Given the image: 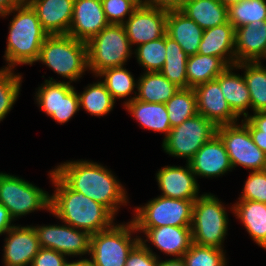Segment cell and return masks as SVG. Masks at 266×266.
<instances>
[{"instance_id":"obj_1","label":"cell","mask_w":266,"mask_h":266,"mask_svg":"<svg viewBox=\"0 0 266 266\" xmlns=\"http://www.w3.org/2000/svg\"><path fill=\"white\" fill-rule=\"evenodd\" d=\"M53 170L70 189L101 203L115 217L119 208L129 203L126 188L112 170L101 163L86 159L67 160Z\"/></svg>"},{"instance_id":"obj_2","label":"cell","mask_w":266,"mask_h":266,"mask_svg":"<svg viewBox=\"0 0 266 266\" xmlns=\"http://www.w3.org/2000/svg\"><path fill=\"white\" fill-rule=\"evenodd\" d=\"M54 187L51 194L50 213L61 223L88 232L90 235L109 229L115 216L101 203L93 201L81 192L70 189L55 173L48 172Z\"/></svg>"},{"instance_id":"obj_3","label":"cell","mask_w":266,"mask_h":266,"mask_svg":"<svg viewBox=\"0 0 266 266\" xmlns=\"http://www.w3.org/2000/svg\"><path fill=\"white\" fill-rule=\"evenodd\" d=\"M9 15H13V18L9 23L3 55L6 66L1 68L16 70L18 65L32 66L39 58L41 46L48 33L42 28L36 12L26 1L0 17L4 19Z\"/></svg>"},{"instance_id":"obj_4","label":"cell","mask_w":266,"mask_h":266,"mask_svg":"<svg viewBox=\"0 0 266 266\" xmlns=\"http://www.w3.org/2000/svg\"><path fill=\"white\" fill-rule=\"evenodd\" d=\"M37 62L46 65L67 83L79 81L88 69L87 45L68 34L48 35Z\"/></svg>"},{"instance_id":"obj_5","label":"cell","mask_w":266,"mask_h":266,"mask_svg":"<svg viewBox=\"0 0 266 266\" xmlns=\"http://www.w3.org/2000/svg\"><path fill=\"white\" fill-rule=\"evenodd\" d=\"M216 196L204 192L194 201L192 242L201 246L224 249L223 243L227 238L230 219L227 205Z\"/></svg>"},{"instance_id":"obj_6","label":"cell","mask_w":266,"mask_h":266,"mask_svg":"<svg viewBox=\"0 0 266 266\" xmlns=\"http://www.w3.org/2000/svg\"><path fill=\"white\" fill-rule=\"evenodd\" d=\"M137 234L130 220L127 223L115 222L109 229L91 235L88 258L91 266H125L129 253L140 242Z\"/></svg>"},{"instance_id":"obj_7","label":"cell","mask_w":266,"mask_h":266,"mask_svg":"<svg viewBox=\"0 0 266 266\" xmlns=\"http://www.w3.org/2000/svg\"><path fill=\"white\" fill-rule=\"evenodd\" d=\"M86 45L88 69L95 78L106 69L127 65L134 54L123 25L109 24Z\"/></svg>"},{"instance_id":"obj_8","label":"cell","mask_w":266,"mask_h":266,"mask_svg":"<svg viewBox=\"0 0 266 266\" xmlns=\"http://www.w3.org/2000/svg\"><path fill=\"white\" fill-rule=\"evenodd\" d=\"M0 203L16 221L35 211L50 213L51 194L24 178L1 171Z\"/></svg>"},{"instance_id":"obj_9","label":"cell","mask_w":266,"mask_h":266,"mask_svg":"<svg viewBox=\"0 0 266 266\" xmlns=\"http://www.w3.org/2000/svg\"><path fill=\"white\" fill-rule=\"evenodd\" d=\"M195 200H182L161 195L134 207L132 221L136 228L161 226L191 227Z\"/></svg>"},{"instance_id":"obj_10","label":"cell","mask_w":266,"mask_h":266,"mask_svg":"<svg viewBox=\"0 0 266 266\" xmlns=\"http://www.w3.org/2000/svg\"><path fill=\"white\" fill-rule=\"evenodd\" d=\"M216 126L201 114L172 128L163 139V151L171 157L185 158L188 163L197 151L216 134Z\"/></svg>"},{"instance_id":"obj_11","label":"cell","mask_w":266,"mask_h":266,"mask_svg":"<svg viewBox=\"0 0 266 266\" xmlns=\"http://www.w3.org/2000/svg\"><path fill=\"white\" fill-rule=\"evenodd\" d=\"M216 134L225 145L233 170L238 166L251 171L266 170V154L253 142L242 121L218 126Z\"/></svg>"},{"instance_id":"obj_12","label":"cell","mask_w":266,"mask_h":266,"mask_svg":"<svg viewBox=\"0 0 266 266\" xmlns=\"http://www.w3.org/2000/svg\"><path fill=\"white\" fill-rule=\"evenodd\" d=\"M35 91L34 101L38 108L58 124H65L80 111L75 87L49 77Z\"/></svg>"},{"instance_id":"obj_13","label":"cell","mask_w":266,"mask_h":266,"mask_svg":"<svg viewBox=\"0 0 266 266\" xmlns=\"http://www.w3.org/2000/svg\"><path fill=\"white\" fill-rule=\"evenodd\" d=\"M41 248L53 249L68 257L84 259L90 254L91 235L69 224L34 226Z\"/></svg>"},{"instance_id":"obj_14","label":"cell","mask_w":266,"mask_h":266,"mask_svg":"<svg viewBox=\"0 0 266 266\" xmlns=\"http://www.w3.org/2000/svg\"><path fill=\"white\" fill-rule=\"evenodd\" d=\"M166 20L167 10L141 6L122 25L132 47H137L163 37Z\"/></svg>"},{"instance_id":"obj_15","label":"cell","mask_w":266,"mask_h":266,"mask_svg":"<svg viewBox=\"0 0 266 266\" xmlns=\"http://www.w3.org/2000/svg\"><path fill=\"white\" fill-rule=\"evenodd\" d=\"M6 235L3 245L4 266H31L33 258L40 250V244L33 225H14Z\"/></svg>"},{"instance_id":"obj_16","label":"cell","mask_w":266,"mask_h":266,"mask_svg":"<svg viewBox=\"0 0 266 266\" xmlns=\"http://www.w3.org/2000/svg\"><path fill=\"white\" fill-rule=\"evenodd\" d=\"M155 179L161 196L173 199L196 200L200 186L189 163L185 166L167 165L158 169Z\"/></svg>"},{"instance_id":"obj_17","label":"cell","mask_w":266,"mask_h":266,"mask_svg":"<svg viewBox=\"0 0 266 266\" xmlns=\"http://www.w3.org/2000/svg\"><path fill=\"white\" fill-rule=\"evenodd\" d=\"M194 90L198 114L211 121L216 127L234 124L241 120L232 111L216 80L200 84Z\"/></svg>"},{"instance_id":"obj_18","label":"cell","mask_w":266,"mask_h":266,"mask_svg":"<svg viewBox=\"0 0 266 266\" xmlns=\"http://www.w3.org/2000/svg\"><path fill=\"white\" fill-rule=\"evenodd\" d=\"M108 25L101 0H74L69 36L87 43Z\"/></svg>"},{"instance_id":"obj_19","label":"cell","mask_w":266,"mask_h":266,"mask_svg":"<svg viewBox=\"0 0 266 266\" xmlns=\"http://www.w3.org/2000/svg\"><path fill=\"white\" fill-rule=\"evenodd\" d=\"M188 163L196 179L198 176L218 178L233 170L225 145L217 134L207 141Z\"/></svg>"},{"instance_id":"obj_20","label":"cell","mask_w":266,"mask_h":266,"mask_svg":"<svg viewBox=\"0 0 266 266\" xmlns=\"http://www.w3.org/2000/svg\"><path fill=\"white\" fill-rule=\"evenodd\" d=\"M143 245L152 244L156 249L172 258H181L192 242L191 227L161 226L155 228H136Z\"/></svg>"},{"instance_id":"obj_21","label":"cell","mask_w":266,"mask_h":266,"mask_svg":"<svg viewBox=\"0 0 266 266\" xmlns=\"http://www.w3.org/2000/svg\"><path fill=\"white\" fill-rule=\"evenodd\" d=\"M48 35L68 34L74 0H26Z\"/></svg>"},{"instance_id":"obj_22","label":"cell","mask_w":266,"mask_h":266,"mask_svg":"<svg viewBox=\"0 0 266 266\" xmlns=\"http://www.w3.org/2000/svg\"><path fill=\"white\" fill-rule=\"evenodd\" d=\"M266 51V21H255L235 29L236 64L257 62Z\"/></svg>"},{"instance_id":"obj_23","label":"cell","mask_w":266,"mask_h":266,"mask_svg":"<svg viewBox=\"0 0 266 266\" xmlns=\"http://www.w3.org/2000/svg\"><path fill=\"white\" fill-rule=\"evenodd\" d=\"M198 54L221 58L228 66L236 64L235 28L227 23L205 29Z\"/></svg>"},{"instance_id":"obj_24","label":"cell","mask_w":266,"mask_h":266,"mask_svg":"<svg viewBox=\"0 0 266 266\" xmlns=\"http://www.w3.org/2000/svg\"><path fill=\"white\" fill-rule=\"evenodd\" d=\"M204 30L180 10L167 11L166 34L191 56L198 53Z\"/></svg>"},{"instance_id":"obj_25","label":"cell","mask_w":266,"mask_h":266,"mask_svg":"<svg viewBox=\"0 0 266 266\" xmlns=\"http://www.w3.org/2000/svg\"><path fill=\"white\" fill-rule=\"evenodd\" d=\"M236 65L228 66L215 80L219 83L223 96L232 111L242 119L247 118L251 110V97L243 74L236 73Z\"/></svg>"},{"instance_id":"obj_26","label":"cell","mask_w":266,"mask_h":266,"mask_svg":"<svg viewBox=\"0 0 266 266\" xmlns=\"http://www.w3.org/2000/svg\"><path fill=\"white\" fill-rule=\"evenodd\" d=\"M235 218L242 223L251 239L259 247L266 244V204L252 200H238L231 208Z\"/></svg>"},{"instance_id":"obj_27","label":"cell","mask_w":266,"mask_h":266,"mask_svg":"<svg viewBox=\"0 0 266 266\" xmlns=\"http://www.w3.org/2000/svg\"><path fill=\"white\" fill-rule=\"evenodd\" d=\"M124 109L146 130L163 133L164 139L171 128L165 103H148L134 98Z\"/></svg>"},{"instance_id":"obj_28","label":"cell","mask_w":266,"mask_h":266,"mask_svg":"<svg viewBox=\"0 0 266 266\" xmlns=\"http://www.w3.org/2000/svg\"><path fill=\"white\" fill-rule=\"evenodd\" d=\"M179 10L203 30L228 22V8L219 0H184Z\"/></svg>"},{"instance_id":"obj_29","label":"cell","mask_w":266,"mask_h":266,"mask_svg":"<svg viewBox=\"0 0 266 266\" xmlns=\"http://www.w3.org/2000/svg\"><path fill=\"white\" fill-rule=\"evenodd\" d=\"M179 87L160 72H143L138 77L136 99L148 103H166Z\"/></svg>"},{"instance_id":"obj_30","label":"cell","mask_w":266,"mask_h":266,"mask_svg":"<svg viewBox=\"0 0 266 266\" xmlns=\"http://www.w3.org/2000/svg\"><path fill=\"white\" fill-rule=\"evenodd\" d=\"M228 65L216 56L195 54L188 57L186 75L188 88L215 80Z\"/></svg>"},{"instance_id":"obj_31","label":"cell","mask_w":266,"mask_h":266,"mask_svg":"<svg viewBox=\"0 0 266 266\" xmlns=\"http://www.w3.org/2000/svg\"><path fill=\"white\" fill-rule=\"evenodd\" d=\"M134 76L125 66H121L106 69L96 77L102 79L101 82L105 85L115 102L117 99L123 100V98H126L123 102L124 107L136 97L137 91L135 90H137L138 80H135ZM133 93L134 95L132 96Z\"/></svg>"},{"instance_id":"obj_32","label":"cell","mask_w":266,"mask_h":266,"mask_svg":"<svg viewBox=\"0 0 266 266\" xmlns=\"http://www.w3.org/2000/svg\"><path fill=\"white\" fill-rule=\"evenodd\" d=\"M262 62L235 64L239 71L244 70L243 78L250 92L252 113L266 111V67Z\"/></svg>"},{"instance_id":"obj_33","label":"cell","mask_w":266,"mask_h":266,"mask_svg":"<svg viewBox=\"0 0 266 266\" xmlns=\"http://www.w3.org/2000/svg\"><path fill=\"white\" fill-rule=\"evenodd\" d=\"M99 80L97 79V82L88 84L84 87L83 92L79 93L77 91V94L79 108L84 109L86 113L92 116L100 118L112 112L116 104L101 79Z\"/></svg>"},{"instance_id":"obj_34","label":"cell","mask_w":266,"mask_h":266,"mask_svg":"<svg viewBox=\"0 0 266 266\" xmlns=\"http://www.w3.org/2000/svg\"><path fill=\"white\" fill-rule=\"evenodd\" d=\"M188 57L182 47L166 34V59L159 72L177 87L188 88L186 75Z\"/></svg>"},{"instance_id":"obj_35","label":"cell","mask_w":266,"mask_h":266,"mask_svg":"<svg viewBox=\"0 0 266 266\" xmlns=\"http://www.w3.org/2000/svg\"><path fill=\"white\" fill-rule=\"evenodd\" d=\"M165 106L171 128L179 126L183 121L198 113L194 88H179L165 103Z\"/></svg>"},{"instance_id":"obj_36","label":"cell","mask_w":266,"mask_h":266,"mask_svg":"<svg viewBox=\"0 0 266 266\" xmlns=\"http://www.w3.org/2000/svg\"><path fill=\"white\" fill-rule=\"evenodd\" d=\"M134 49V57L144 72L160 71L166 59V34L154 41L138 45Z\"/></svg>"},{"instance_id":"obj_37","label":"cell","mask_w":266,"mask_h":266,"mask_svg":"<svg viewBox=\"0 0 266 266\" xmlns=\"http://www.w3.org/2000/svg\"><path fill=\"white\" fill-rule=\"evenodd\" d=\"M22 75L14 69L0 68V122L6 118L20 97Z\"/></svg>"},{"instance_id":"obj_38","label":"cell","mask_w":266,"mask_h":266,"mask_svg":"<svg viewBox=\"0 0 266 266\" xmlns=\"http://www.w3.org/2000/svg\"><path fill=\"white\" fill-rule=\"evenodd\" d=\"M259 20L266 21V0H243L228 8V21L235 29Z\"/></svg>"},{"instance_id":"obj_39","label":"cell","mask_w":266,"mask_h":266,"mask_svg":"<svg viewBox=\"0 0 266 266\" xmlns=\"http://www.w3.org/2000/svg\"><path fill=\"white\" fill-rule=\"evenodd\" d=\"M226 250L192 243L183 255L186 266H228Z\"/></svg>"},{"instance_id":"obj_40","label":"cell","mask_w":266,"mask_h":266,"mask_svg":"<svg viewBox=\"0 0 266 266\" xmlns=\"http://www.w3.org/2000/svg\"><path fill=\"white\" fill-rule=\"evenodd\" d=\"M238 200H252L266 204V170L250 171Z\"/></svg>"},{"instance_id":"obj_41","label":"cell","mask_w":266,"mask_h":266,"mask_svg":"<svg viewBox=\"0 0 266 266\" xmlns=\"http://www.w3.org/2000/svg\"><path fill=\"white\" fill-rule=\"evenodd\" d=\"M101 1L105 17L109 24L122 25L138 8V6L131 0Z\"/></svg>"},{"instance_id":"obj_42","label":"cell","mask_w":266,"mask_h":266,"mask_svg":"<svg viewBox=\"0 0 266 266\" xmlns=\"http://www.w3.org/2000/svg\"><path fill=\"white\" fill-rule=\"evenodd\" d=\"M160 255L149 245L139 242L129 253L125 266H157Z\"/></svg>"},{"instance_id":"obj_43","label":"cell","mask_w":266,"mask_h":266,"mask_svg":"<svg viewBox=\"0 0 266 266\" xmlns=\"http://www.w3.org/2000/svg\"><path fill=\"white\" fill-rule=\"evenodd\" d=\"M67 256L53 249L40 248L33 258L31 266H66Z\"/></svg>"},{"instance_id":"obj_44","label":"cell","mask_w":266,"mask_h":266,"mask_svg":"<svg viewBox=\"0 0 266 266\" xmlns=\"http://www.w3.org/2000/svg\"><path fill=\"white\" fill-rule=\"evenodd\" d=\"M241 121L248 127L253 142L266 154V134H261V131L248 118Z\"/></svg>"},{"instance_id":"obj_45","label":"cell","mask_w":266,"mask_h":266,"mask_svg":"<svg viewBox=\"0 0 266 266\" xmlns=\"http://www.w3.org/2000/svg\"><path fill=\"white\" fill-rule=\"evenodd\" d=\"M184 0H145L146 7L161 8L164 10H179Z\"/></svg>"},{"instance_id":"obj_46","label":"cell","mask_w":266,"mask_h":266,"mask_svg":"<svg viewBox=\"0 0 266 266\" xmlns=\"http://www.w3.org/2000/svg\"><path fill=\"white\" fill-rule=\"evenodd\" d=\"M13 222L9 211L0 203V236L15 225Z\"/></svg>"},{"instance_id":"obj_47","label":"cell","mask_w":266,"mask_h":266,"mask_svg":"<svg viewBox=\"0 0 266 266\" xmlns=\"http://www.w3.org/2000/svg\"><path fill=\"white\" fill-rule=\"evenodd\" d=\"M247 118L261 131V134H266V111L255 112Z\"/></svg>"},{"instance_id":"obj_48","label":"cell","mask_w":266,"mask_h":266,"mask_svg":"<svg viewBox=\"0 0 266 266\" xmlns=\"http://www.w3.org/2000/svg\"><path fill=\"white\" fill-rule=\"evenodd\" d=\"M26 0H0V16L22 5Z\"/></svg>"},{"instance_id":"obj_49","label":"cell","mask_w":266,"mask_h":266,"mask_svg":"<svg viewBox=\"0 0 266 266\" xmlns=\"http://www.w3.org/2000/svg\"><path fill=\"white\" fill-rule=\"evenodd\" d=\"M158 259L157 266H186L184 259L181 258H168L165 260Z\"/></svg>"},{"instance_id":"obj_50","label":"cell","mask_w":266,"mask_h":266,"mask_svg":"<svg viewBox=\"0 0 266 266\" xmlns=\"http://www.w3.org/2000/svg\"><path fill=\"white\" fill-rule=\"evenodd\" d=\"M66 266H91L90 261L87 257H85L84 259H78L75 261H68Z\"/></svg>"},{"instance_id":"obj_51","label":"cell","mask_w":266,"mask_h":266,"mask_svg":"<svg viewBox=\"0 0 266 266\" xmlns=\"http://www.w3.org/2000/svg\"><path fill=\"white\" fill-rule=\"evenodd\" d=\"M225 7L229 8L231 5L242 2L243 0H219Z\"/></svg>"},{"instance_id":"obj_52","label":"cell","mask_w":266,"mask_h":266,"mask_svg":"<svg viewBox=\"0 0 266 266\" xmlns=\"http://www.w3.org/2000/svg\"><path fill=\"white\" fill-rule=\"evenodd\" d=\"M133 1L138 7L145 6V0H131Z\"/></svg>"},{"instance_id":"obj_53","label":"cell","mask_w":266,"mask_h":266,"mask_svg":"<svg viewBox=\"0 0 266 266\" xmlns=\"http://www.w3.org/2000/svg\"><path fill=\"white\" fill-rule=\"evenodd\" d=\"M261 60H266V51L259 61H261Z\"/></svg>"},{"instance_id":"obj_54","label":"cell","mask_w":266,"mask_h":266,"mask_svg":"<svg viewBox=\"0 0 266 266\" xmlns=\"http://www.w3.org/2000/svg\"><path fill=\"white\" fill-rule=\"evenodd\" d=\"M262 249L266 250V244L262 247Z\"/></svg>"}]
</instances>
